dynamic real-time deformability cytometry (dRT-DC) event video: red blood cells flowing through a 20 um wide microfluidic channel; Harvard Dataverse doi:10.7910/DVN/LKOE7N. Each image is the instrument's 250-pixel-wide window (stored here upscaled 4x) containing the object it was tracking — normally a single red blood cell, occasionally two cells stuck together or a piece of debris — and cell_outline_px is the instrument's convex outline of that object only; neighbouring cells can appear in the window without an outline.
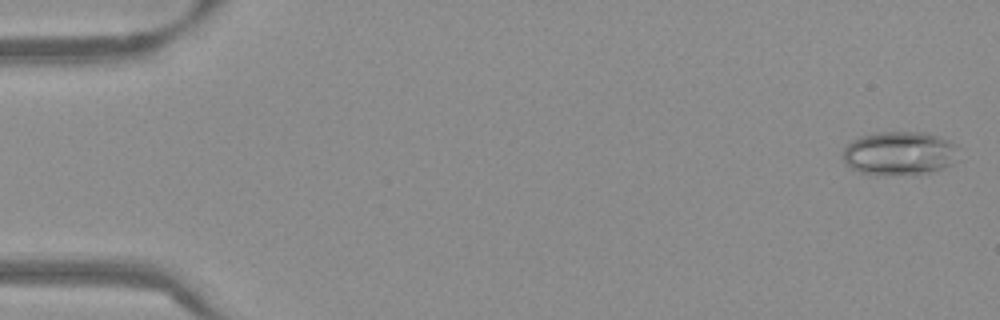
{"species": "Egyptian fruit bat (a non-hibernating species)", "species_latin": "Rousettus aegyptiacus", "temperature_condition": "warm", "stored_images_in_passage": 54, "camera_frame_rate_fps": 3000, "um_per_image_px": 0.085, "frame": {"image": 1, "passage_image": 2, "time_ms": 0.333, "image_size_px": [1000, 320], "cell_outline_px": [[956, 144], [952, 164], [944, 168], [932, 172], [916, 176], [876, 176], [860, 172], [852, 168], [844, 160], [844, 148], [852, 140], [860, 136], [876, 132], [928, 132], [948, 140]], "centroid_in_image_um": [76.43, 13.06], "position_along_channel_um": 8.6, "area_um2": 29.94}}
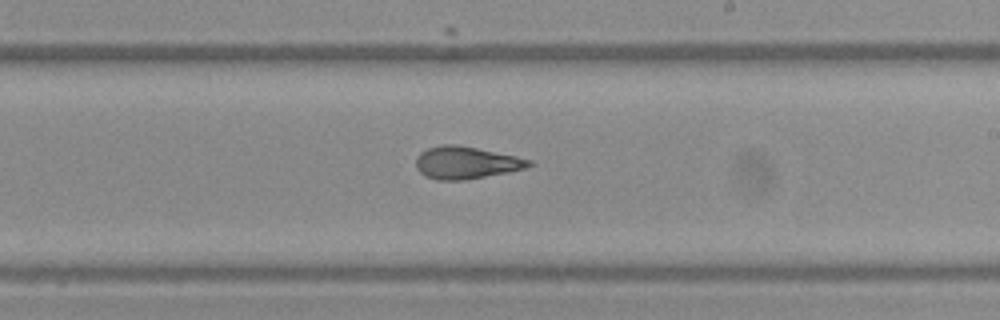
{"frame": {"image": 2, "passage_image": 32, "time_ms": 10.333, "image_size_px": [1000, 320], "cell_outline_px": [[536, 164], [524, 168], [508, 172], [464, 180], [436, 180], [424, 176], [416, 168], [416, 156], [420, 152], [428, 148], [440, 144], [456, 144], [516, 156], [532, 160]], "centroid_in_image_um": [39.59, 13.82], "position_along_channel_um": 249.4, "area_um2": 21.39}}
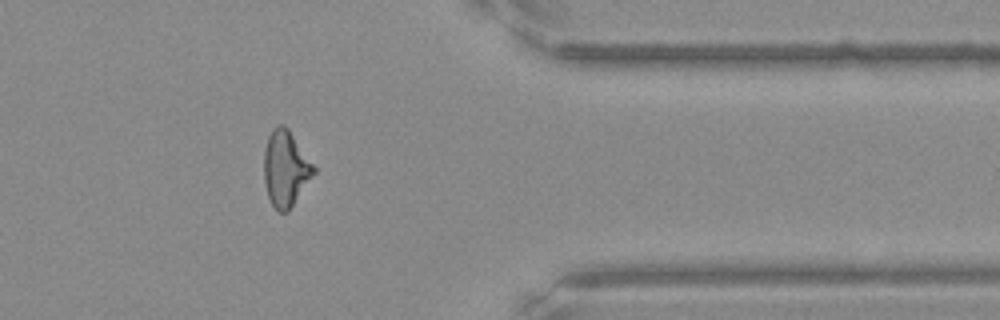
{"frame": {"image": 3, "passage_image": 44, "time_ms": 14.333, "image_size_px": [1000, 320], "cell_outline_px": [[316, 172], [288, 212], [280, 212], [272, 204], [268, 196], [264, 180], [264, 148], [268, 136], [272, 128], [276, 124], [284, 124], [288, 128], [316, 168]], "centroid_in_image_um": [24.27, 14.3], "position_along_channel_um": 387.1, "area_um2": 22.02}, "authors_computed_cell_mechanics": {"area_um2": 22.2241, "velocity_mm_per_s": 3.8534, "shape_relaxation_time_tau1_ms": null, "shape_relaxation_time_tau2_ms": 2.0233, "deformation_change_tau1": null, "deformation_change_tau2": 0.0896}}